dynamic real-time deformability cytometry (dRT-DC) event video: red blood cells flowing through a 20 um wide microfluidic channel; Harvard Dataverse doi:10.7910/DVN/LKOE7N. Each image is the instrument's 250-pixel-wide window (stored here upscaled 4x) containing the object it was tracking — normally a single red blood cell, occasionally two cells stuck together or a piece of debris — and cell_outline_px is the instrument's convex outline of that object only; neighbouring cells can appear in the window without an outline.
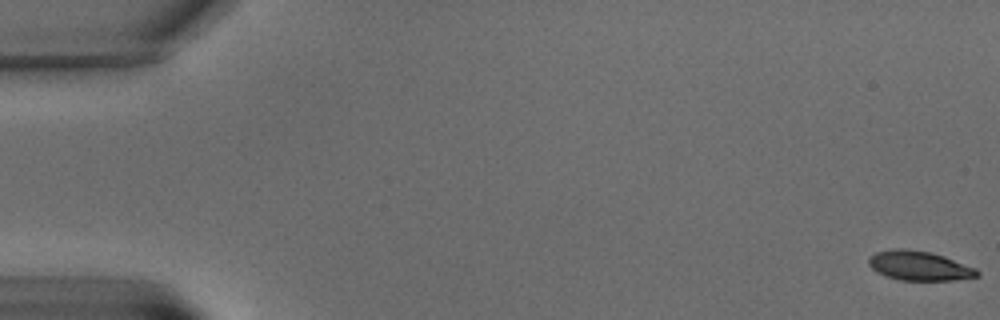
{"species": "common noctule bat (a hibernating species)", "species_latin": "Nyctalus noctula", "temperature_condition": "warm", "stored_images_in_passage": 9, "camera_frame_rate_fps": 3000, "um_per_image_px": 0.085, "animal": {"sex": "male", "body_mass_g": 15.6}, "frame": {"image": 1, "passage_image": 1, "time_ms": 0.0, "image_size_px": [1000, 320], "cell_outline_px": [[980, 276], [956, 280], [900, 280], [884, 276], [876, 272], [868, 264], [868, 256], [876, 252], [896, 248], [904, 248], [932, 252], [944, 256], [976, 268], [980, 272]], "centroid_in_image_um": [78.12, 22.59], "position_along_channel_um": 6.9, "area_um2": 18.84}}
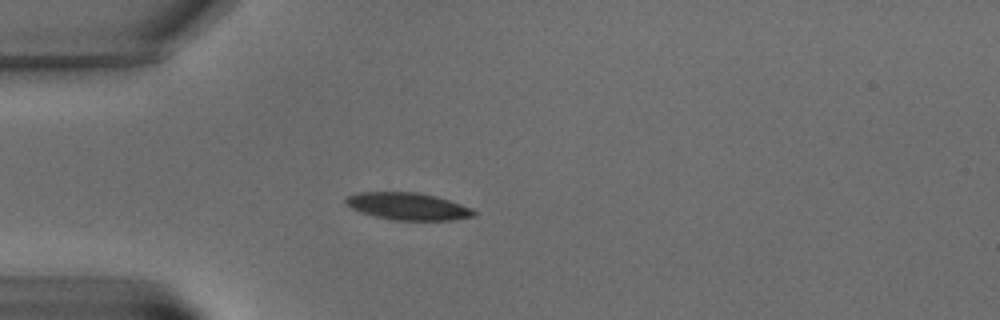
{"frame": {"image": 2, "passage_image": 6, "time_ms": 6.667, "image_size_px": [1000, 320], "cell_outline_px": [[476, 216], [452, 220], [396, 220], [376, 216], [360, 212], [344, 204], [344, 200], [348, 196], [356, 192], [416, 192], [436, 196], [472, 208], [476, 212]], "centroid_in_image_um": [34.66, 17.53], "position_along_channel_um": 50.3, "area_um2": 20.29}}
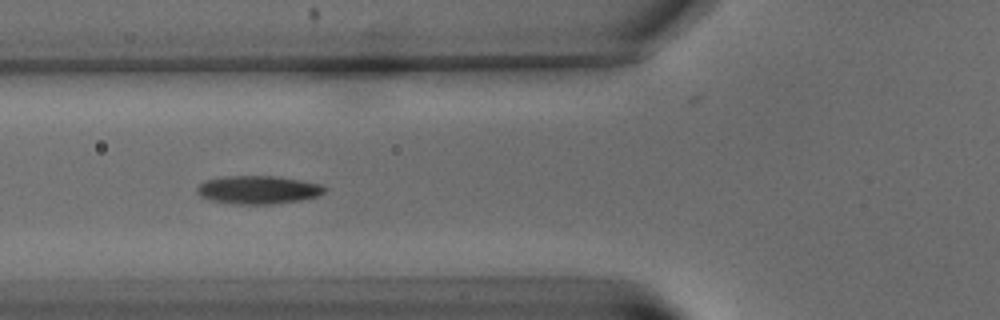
{"frame": {"image": 3, "passage_image": 8, "time_ms": 9.0, "image_size_px": [1000, 320], "cell_outline_px": [[328, 188], [320, 196], [300, 200], [272, 204], [236, 204], [212, 200], [200, 196], [196, 192], [196, 188], [200, 184], [208, 180], [224, 176], [276, 176], [300, 180], [320, 184]], "centroid_in_image_um": [21.97, 16.13], "position_along_channel_um": 103.8, "area_um2": 20.92}}